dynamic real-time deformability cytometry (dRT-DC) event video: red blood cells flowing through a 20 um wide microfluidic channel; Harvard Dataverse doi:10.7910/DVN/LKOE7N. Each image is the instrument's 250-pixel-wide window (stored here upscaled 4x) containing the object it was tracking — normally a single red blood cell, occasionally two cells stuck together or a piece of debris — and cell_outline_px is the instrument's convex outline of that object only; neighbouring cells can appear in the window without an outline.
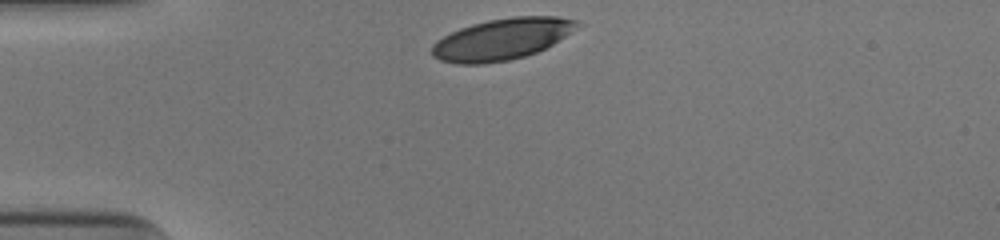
{"species": "human", "species_latin": "Homo sapiens", "temperature_condition": "cold", "stored_images_in_passage": 30, "camera_frame_rate_fps": 3000, "um_per_image_px": 0.085, "donor": {"sex": "male"}, "frame": {"image": 1, "passage_image": 1, "time_ms": 0.0, "image_size_px": [1000, 240], "cell_outline_px": [[584, 24], [552, 44], [536, 52], [524, 56], [508, 60], [484, 64], [456, 64], [440, 60], [432, 56], [432, 44], [436, 40], [460, 28], [472, 24], [488, 20], [512, 16], [556, 16], [576, 20]], "centroid_in_image_um": [42.66, 3.32], "position_along_channel_um": 42.3, "area_um2": 35.03}}
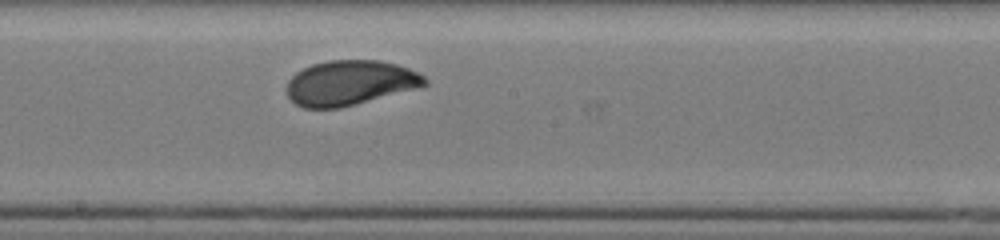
{"frame": {"image": 2, "passage_image": 17, "time_ms": 5.333, "image_size_px": [1000, 240], "cell_outline_px": [[428, 84], [356, 104], [340, 108], [304, 108], [296, 104], [288, 96], [284, 88], [288, 80], [296, 72], [312, 64], [328, 60], [380, 60], [396, 64], [420, 72], [428, 80]], "centroid_in_image_um": [29.71, 7.03], "position_along_channel_um": 218.5, "area_um2": 36.07}}
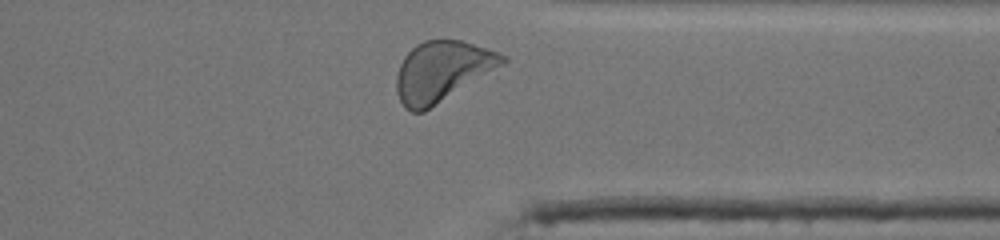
{"frame": {"image": 3, "passage_image": 29, "time_ms": 9.333, "image_size_px": [1000, 240], "cell_outline_px": [[508, 60], [504, 64], [424, 112], [412, 112], [404, 108], [396, 92], [396, 76], [400, 64], [404, 56], [416, 44], [424, 40], [460, 40], [508, 56]], "centroid_in_image_um": [37.54, 6.07], "position_along_channel_um": 373.9, "area_um2": 36.93}, "authors_computed_cell_mechanics": {"area_um2": 35.9805, "velocity_mm_per_s": 3.9183, "shape_relaxation_time_tau1_ms": 2.3975, "shape_relaxation_time_tau2_ms": null, "deformation_change_tau1": 0.1392, "deformation_change_tau2": null}}